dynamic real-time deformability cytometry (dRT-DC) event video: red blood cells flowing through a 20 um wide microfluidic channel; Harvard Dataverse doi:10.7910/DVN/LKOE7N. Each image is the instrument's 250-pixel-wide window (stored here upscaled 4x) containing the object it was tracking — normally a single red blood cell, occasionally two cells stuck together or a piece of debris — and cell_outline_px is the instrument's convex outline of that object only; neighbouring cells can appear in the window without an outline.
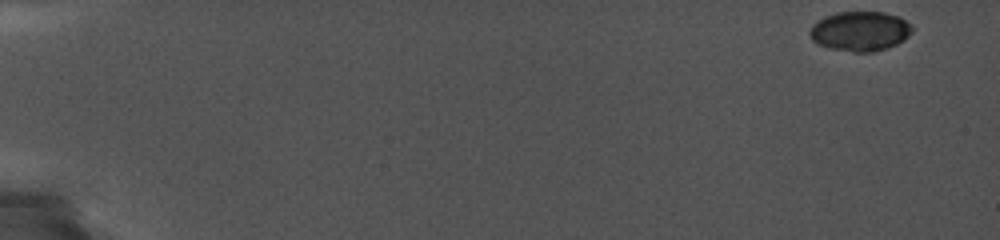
{"species": "common noctule bat (a hibernating species)", "species_latin": "Nyctalus noctula", "temperature_condition": "cold", "stored_images_in_passage": 28, "camera_frame_rate_fps": 5000, "um_per_image_px": 0.085, "animal": {"sex": "female", "body_mass_g": 19.0, "forearm_length_mm": 56.7}, "frame": {"image": 1, "passage_image": 1, "time_ms": 0.0, "image_size_px": [1000, 240], "cell_outline_px": [[912, 32], [904, 40], [888, 48], [872, 52], [852, 52], [828, 48], [816, 44], [812, 40], [808, 32], [812, 24], [824, 16], [836, 12], [884, 12], [900, 16], [912, 24]], "centroid_in_image_um": [73.09, 2.65], "position_along_channel_um": 11.9, "area_um2": 24.1}}
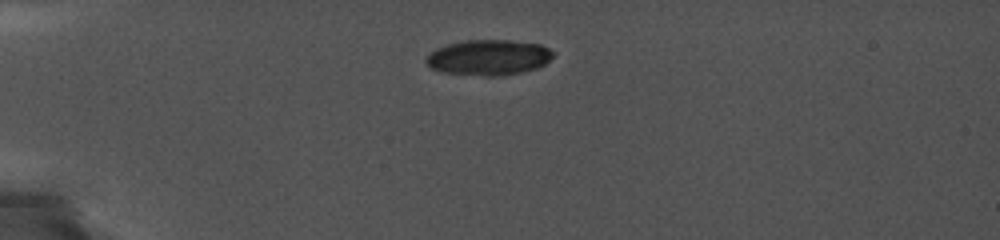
{"frame": {"image": 2, "passage_image": 23, "time_ms": 4.4, "image_size_px": [1000, 240], "cell_outline_px": [[556, 52], [544, 64], [536, 68], [520, 72], [500, 76], [484, 76], [444, 72], [428, 68], [424, 60], [428, 52], [436, 48], [448, 44], [464, 40], [508, 40], [540, 44]], "centroid_in_image_um": [41.48, 4.88], "position_along_channel_um": 43.5, "area_um2": 26.41}}